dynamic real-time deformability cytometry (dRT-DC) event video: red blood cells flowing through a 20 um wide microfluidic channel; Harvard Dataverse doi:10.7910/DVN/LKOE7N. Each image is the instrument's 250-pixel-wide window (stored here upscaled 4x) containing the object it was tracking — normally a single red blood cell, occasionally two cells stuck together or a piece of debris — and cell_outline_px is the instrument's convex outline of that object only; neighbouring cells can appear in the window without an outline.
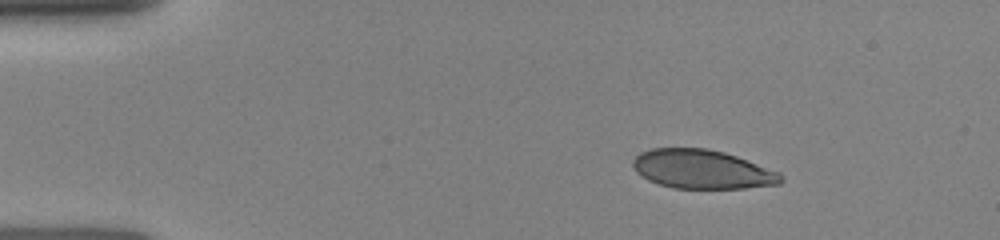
{"species": "human", "species_latin": "Homo sapiens", "temperature_condition": "room temperature", "stored_images_in_passage": 8, "camera_frame_rate_fps": 3000, "um_per_image_px": 0.085, "donor": {"sex": "female"}, "frame": {"image": 1, "passage_image": 1, "time_ms": 0.0, "image_size_px": [1000, 240], "cell_outline_px": [[784, 180], [780, 184], [744, 188], [672, 188], [648, 180], [636, 172], [632, 164], [632, 160], [640, 152], [652, 148], [708, 148], [724, 152], [736, 156], [780, 172]], "centroid_in_image_um": [59.68, 14.38], "position_along_channel_um": 25.3, "area_um2": 33.64}}
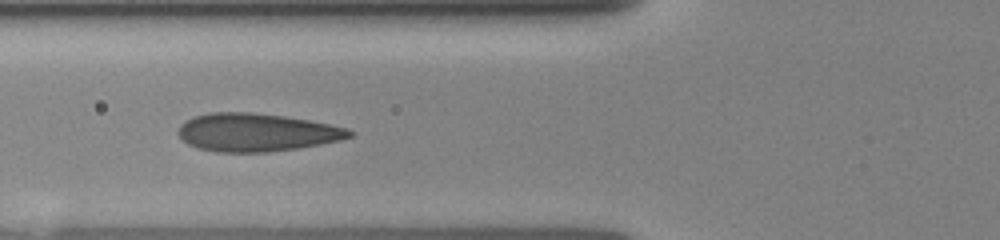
{"frame": {"image": 2, "passage_image": 6, "time_ms": 3.667, "image_size_px": [1000, 240], "cell_outline_px": [[352, 136], [340, 140], [320, 144], [296, 148], [268, 152], [216, 152], [196, 148], [188, 144], [176, 132], [180, 124], [184, 120], [192, 116], [212, 112], [252, 112], [284, 116], [308, 120], [348, 128], [352, 132]], "centroid_in_image_um": [21.74, 11.25], "position_along_channel_um": 104.1, "area_um2": 38.03}}
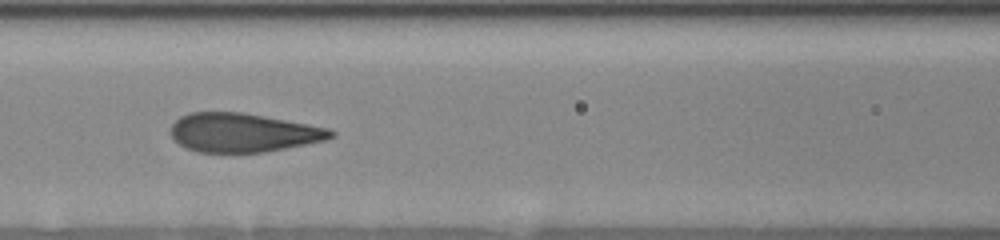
{"frame": {"image": 3, "passage_image": 7, "time_ms": 4.667, "image_size_px": [1000, 240], "cell_outline_px": [[336, 136], [324, 140], [264, 152], [196, 152], [180, 144], [168, 132], [172, 124], [180, 116], [192, 112], [244, 112], [308, 124], [328, 128], [336, 132]], "centroid_in_image_um": [20.64, 11.26], "position_along_channel_um": 146.0, "area_um2": 36.13}}